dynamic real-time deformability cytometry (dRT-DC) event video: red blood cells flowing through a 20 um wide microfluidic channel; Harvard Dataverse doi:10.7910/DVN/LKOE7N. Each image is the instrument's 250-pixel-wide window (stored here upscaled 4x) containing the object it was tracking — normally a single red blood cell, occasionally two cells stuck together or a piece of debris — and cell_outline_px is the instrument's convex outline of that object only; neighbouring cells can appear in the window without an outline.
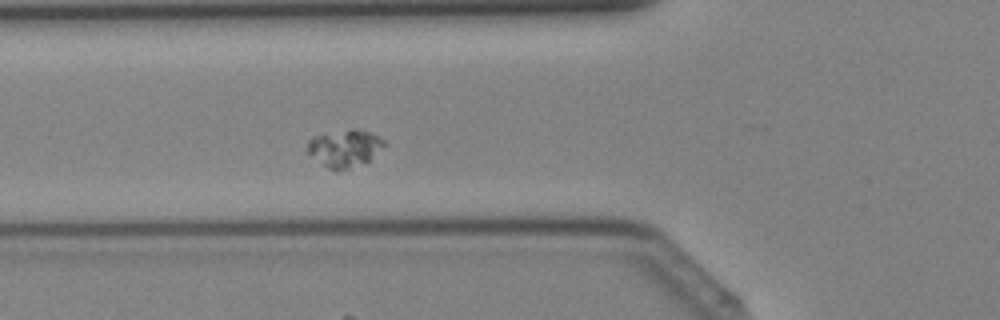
{"species": "Egyptian fruit bat (a non-hibernating species)", "species_latin": "Rousettus aegyptiacus", "temperature_condition": "cold", "stored_images_in_passage": 34, "camera_frame_rate_fps": 3000, "um_per_image_px": 0.085, "animal": {"sex": "female"}, "frame": {"image": 1, "passage_image": 15, "time_ms": 4.667, "image_size_px": [1000, 320], "cell_outline_px": [[388, 144], [368, 160], [348, 168], [336, 172], [328, 168], [308, 152], [308, 140], [312, 136], [352, 128], [372, 132], [380, 136]], "centroid_in_image_um": [29.33, 12.57], "position_along_channel_um": 96.5, "area_um2": 16.59}}
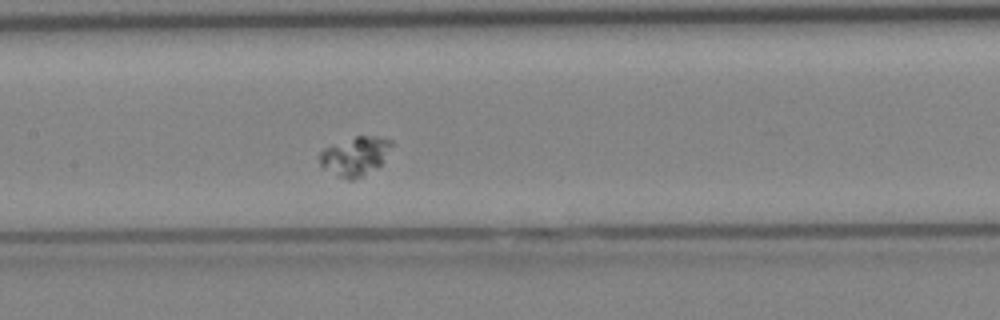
{"frame": {"image": 2, "passage_image": 20, "time_ms": 6.333, "image_size_px": [1000, 320], "cell_outline_px": [[392, 144], [380, 164], [364, 176], [356, 180], [348, 180], [336, 176], [320, 168], [320, 152], [324, 148], [332, 144], [356, 136], [380, 136], [392, 140]], "centroid_in_image_um": [30.13, 13.29], "position_along_channel_um": 177.3, "area_um2": 16.42}}
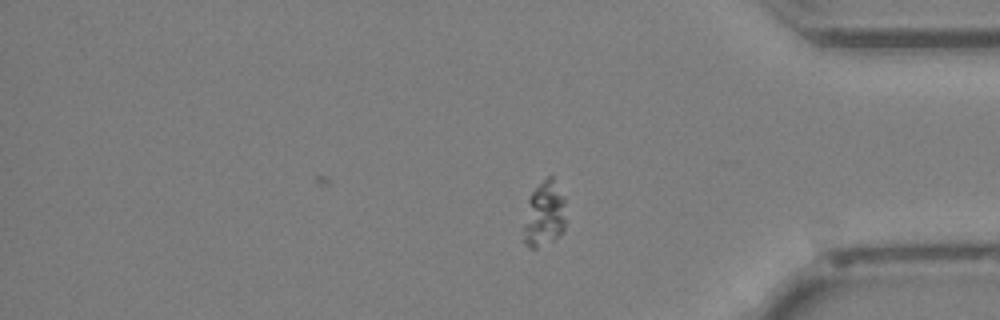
{"frame": {"image": 3, "passage_image": 34, "time_ms": 11.0, "image_size_px": [1000, 320], "cell_outline_px": [[568, 220], [564, 232], [552, 240], [536, 248], [528, 248], [524, 244], [524, 228], [528, 200], [532, 192], [548, 176], [552, 176], [564, 196]], "centroid_in_image_um": [46.32, 18.23], "position_along_channel_um": 388.9, "area_um2": 16.3}}